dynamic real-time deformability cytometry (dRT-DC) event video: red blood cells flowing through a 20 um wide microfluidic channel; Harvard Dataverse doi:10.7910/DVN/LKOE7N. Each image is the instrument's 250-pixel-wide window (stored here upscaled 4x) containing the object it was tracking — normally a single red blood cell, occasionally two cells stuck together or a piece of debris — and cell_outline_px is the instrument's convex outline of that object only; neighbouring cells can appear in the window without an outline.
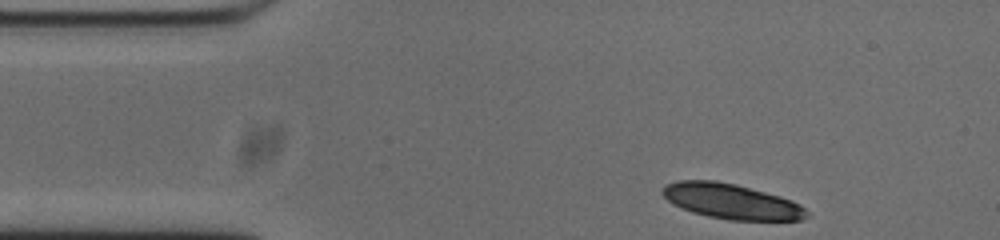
{"species": "common noctule bat (a hibernating species)", "species_latin": "Nyctalus noctula", "temperature_condition": "cold", "stored_images_in_passage": 47, "camera_frame_rate_fps": 3000, "um_per_image_px": 0.085, "animal": {"sex": "male", "body_mass_g": 20.0, "forearm_length_mm": 53.3}, "frame": {"image": 1, "passage_image": 1, "time_ms": 0.0, "image_size_px": [1000, 240], "cell_outline_px": [[808, 216], [804, 220], [728, 220], [708, 216], [692, 212], [672, 204], [660, 192], [668, 184], [680, 180], [716, 180], [736, 184], [780, 196], [792, 200], [800, 204], [808, 212]], "centroid_in_image_um": [62.19, 17.12], "position_along_channel_um": 22.8, "area_um2": 29.54}, "authors_computed_cell_mechanics": {"area_um2": 18.5538, "velocity_mm_per_s": 3.7217, "shape_relaxation_time_tau1_ms": 3.1833, "shape_relaxation_time_tau2_ms": 4.8545, "deformation_change_tau1": 0.0818, "deformation_change_tau2": 0.0784}}